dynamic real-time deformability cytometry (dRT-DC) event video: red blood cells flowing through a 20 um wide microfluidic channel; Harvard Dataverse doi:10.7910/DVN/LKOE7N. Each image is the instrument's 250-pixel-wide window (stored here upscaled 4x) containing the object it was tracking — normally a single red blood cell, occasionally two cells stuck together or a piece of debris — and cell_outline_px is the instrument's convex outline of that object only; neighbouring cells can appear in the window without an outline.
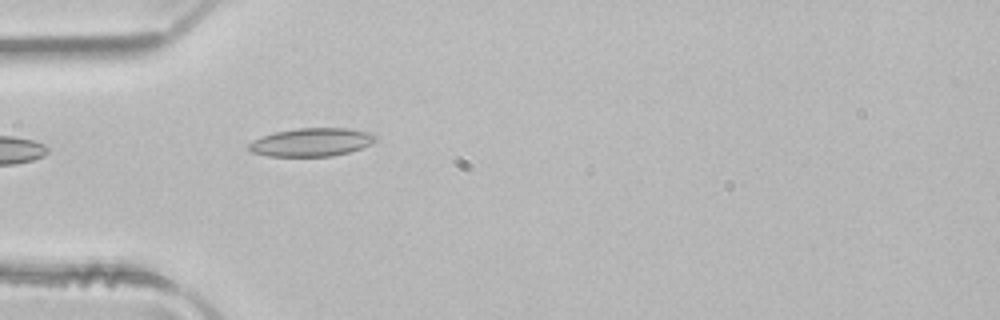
{"species": "common noctule bat (a hibernating species)", "species_latin": "Nyctalus noctula", "temperature_condition": "room temperature", "stored_images_in_passage": 1, "camera_frame_rate_fps": 3000, "um_per_image_px": 0.085, "animal": {"sex": "male", "body_mass_g": 21.5, "forearm_length_mm": 52.0}, "frame": {"image": 1, "passage_image": 1, "time_ms": 0.0, "image_size_px": [1000, 320], "cell_outline_px": [[376, 140], [372, 144], [348, 152], [332, 156], [268, 156], [252, 152], [248, 148], [248, 144], [252, 140], [260, 136], [276, 132], [296, 128], [348, 128], [372, 132], [376, 136]], "centroid_in_image_um": [26.48, 12.08], "position_along_channel_um": 58.5, "area_um2": 20.98}}